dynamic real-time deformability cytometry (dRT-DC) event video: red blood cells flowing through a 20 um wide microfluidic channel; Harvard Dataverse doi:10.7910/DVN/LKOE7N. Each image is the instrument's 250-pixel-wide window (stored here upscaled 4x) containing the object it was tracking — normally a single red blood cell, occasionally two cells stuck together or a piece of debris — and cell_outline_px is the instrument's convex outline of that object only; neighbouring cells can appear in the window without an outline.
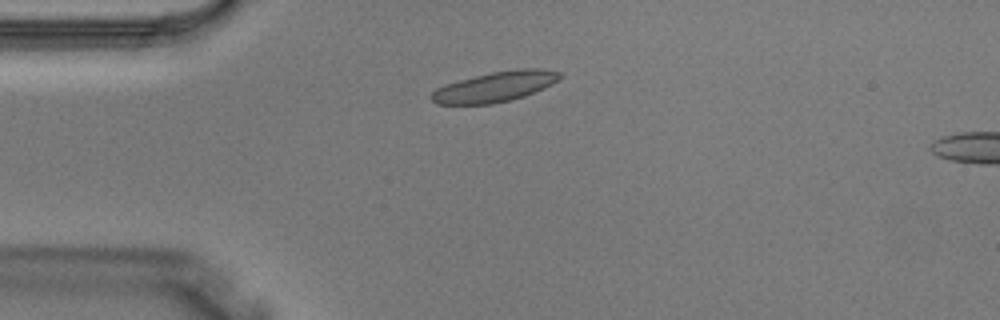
{"species": "Egyptian fruit bat (a non-hibernating species)", "species_latin": "Rousettus aegyptiacus", "temperature_condition": "warm", "stored_images_in_passage": 2, "segment_of_instrument_passage": [1, 2], "camera_frame_rate_fps": 3000, "um_per_image_px": 0.085, "animal": {"sex": "male"}, "frame": {"image": 1, "passage_image": 1, "time_ms": 0.0, "image_size_px": [1000, 320], "cell_outline_px": [[560, 76], [552, 84], [544, 88], [524, 96], [492, 104], [436, 104], [428, 96], [436, 88], [444, 84], [492, 72], [520, 68], [540, 68], [560, 72]], "centroid_in_image_um": [42.04, 7.37], "position_along_channel_um": 43.0, "area_um2": 22.43}}